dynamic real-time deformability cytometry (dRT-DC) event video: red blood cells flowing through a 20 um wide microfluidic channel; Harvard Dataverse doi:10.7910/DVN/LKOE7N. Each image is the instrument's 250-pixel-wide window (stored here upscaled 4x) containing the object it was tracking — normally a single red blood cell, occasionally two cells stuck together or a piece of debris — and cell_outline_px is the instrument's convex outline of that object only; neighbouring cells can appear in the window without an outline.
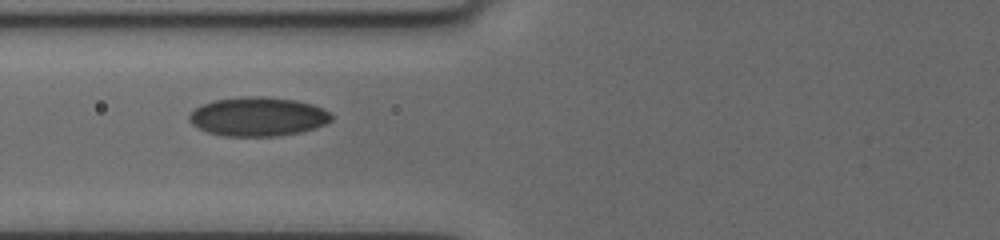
{"species": "human", "species_latin": "Homo sapiens", "temperature_condition": "cold", "stored_images_in_passage": 6, "camera_frame_rate_fps": 3000, "um_per_image_px": 0.085, "donor": {"sex": "female"}, "frame": {"image": 1, "passage_image": 3, "time_ms": 1.667, "image_size_px": [1000, 240], "cell_outline_px": [[332, 120], [316, 128], [300, 132], [276, 136], [224, 136], [208, 132], [192, 124], [188, 120], [188, 116], [200, 104], [216, 100], [244, 96], [264, 96], [296, 100], [312, 104], [324, 108], [332, 116]], "centroid_in_image_um": [21.93, 9.91], "position_along_channel_um": 103.9, "area_um2": 32.37}}
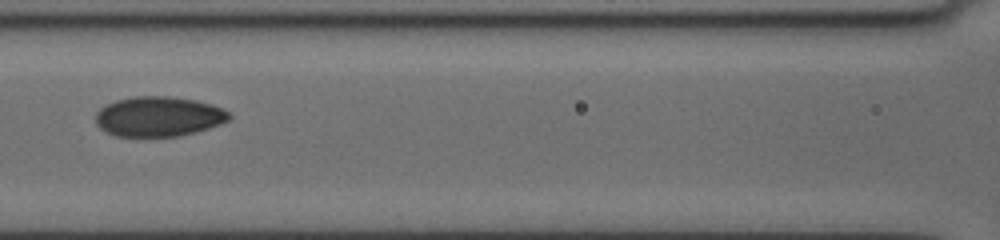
{"frame": {"image": 2, "passage_image": 4, "time_ms": 3.0, "image_size_px": [1000, 240], "cell_outline_px": [[232, 116], [228, 120], [220, 124], [196, 132], [176, 136], [116, 136], [100, 128], [96, 124], [96, 112], [104, 104], [116, 100], [132, 96], [172, 96], [196, 100], [212, 104], [228, 112]], "centroid_in_image_um": [13.46, 9.89], "position_along_channel_um": 153.1, "area_um2": 31.15}}
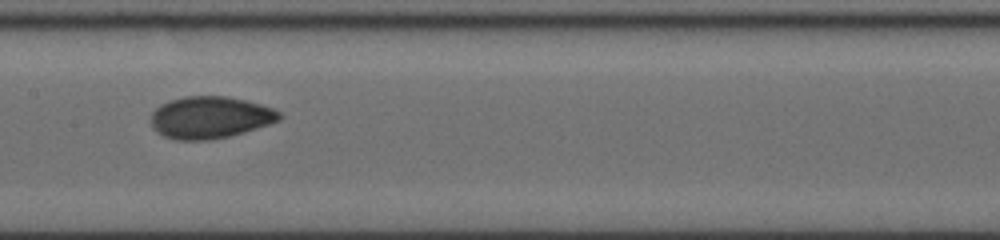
{"frame": {"image": 3, "passage_image": 5, "time_ms": 4.0, "image_size_px": [1000, 240], "cell_outline_px": [[284, 116], [280, 120], [244, 132], [228, 136], [208, 140], [176, 140], [164, 136], [156, 132], [152, 128], [152, 112], [160, 104], [168, 100], [184, 96], [228, 96], [260, 104], [272, 108], [280, 112]], "centroid_in_image_um": [17.84, 9.97], "position_along_channel_um": 189.6, "area_um2": 31.5}}